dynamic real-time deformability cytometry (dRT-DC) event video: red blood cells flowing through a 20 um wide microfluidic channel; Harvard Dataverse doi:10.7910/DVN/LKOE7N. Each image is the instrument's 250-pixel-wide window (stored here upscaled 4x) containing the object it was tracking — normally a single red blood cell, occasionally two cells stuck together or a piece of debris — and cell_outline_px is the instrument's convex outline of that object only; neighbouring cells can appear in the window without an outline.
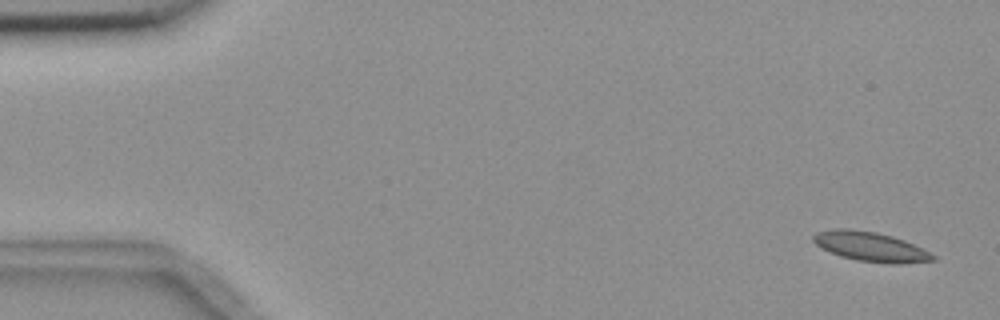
{"species": "common noctule bat (a hibernating species)", "species_latin": "Nyctalus noctula", "temperature_condition": "room temperature", "stored_images_in_passage": 4, "camera_frame_rate_fps": 3000, "um_per_image_px": 0.085, "animal": {"sex": "female", "body_mass_g": 18.4}, "frame": {"image": 1, "passage_image": 1, "time_ms": 0.0, "image_size_px": [1000, 320], "cell_outline_px": [[936, 260], [900, 264], [892, 264], [856, 260], [840, 256], [820, 248], [812, 240], [812, 236], [816, 232], [832, 228], [848, 228], [876, 232], [892, 236], [904, 240], [936, 256]], "centroid_in_image_um": [73.94, 20.96], "position_along_channel_um": 11.1, "area_um2": 20.63}}